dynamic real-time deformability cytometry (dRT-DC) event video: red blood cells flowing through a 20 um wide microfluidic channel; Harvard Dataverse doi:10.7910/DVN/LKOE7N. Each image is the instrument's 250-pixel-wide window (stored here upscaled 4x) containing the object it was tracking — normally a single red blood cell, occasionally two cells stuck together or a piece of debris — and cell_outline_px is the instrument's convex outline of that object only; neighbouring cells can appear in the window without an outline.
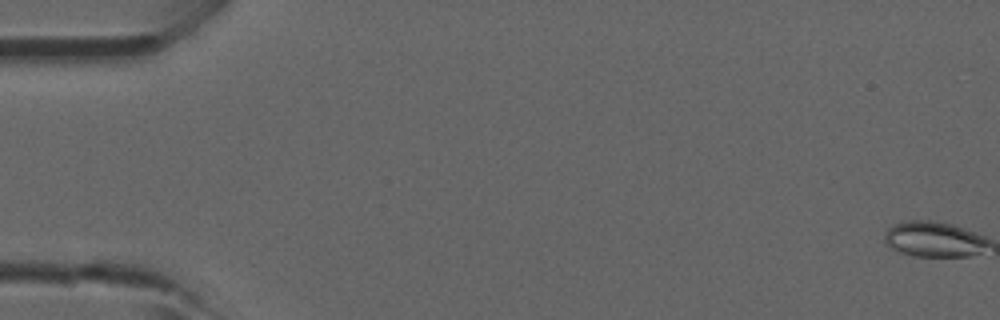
{"species": "common noctule bat (a hibernating species)", "species_latin": "Nyctalus noctula", "temperature_condition": "room temperature", "stored_images_in_passage": 47, "camera_frame_rate_fps": 3000, "um_per_image_px": 0.085, "animal": {"sex": "male", "forearm_length_mm": 52.5}, "frame": {"image": 1, "passage_image": 1, "time_ms": 0.0, "image_size_px": [1000, 320], "cell_outline_px": [[980, 244], [960, 256], [924, 256], [908, 252], [896, 228], [908, 224], [932, 224], [952, 228], [972, 236], [980, 240]], "centroid_in_image_um": [79.56, 20.43], "position_along_channel_um": 5.4, "area_um2": 14.51}}
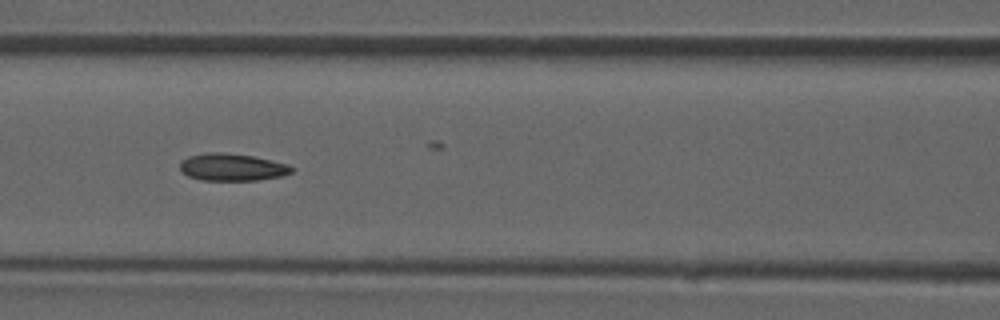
{"frame": {"image": 2, "passage_image": 21, "time_ms": 6.667, "image_size_px": [1000, 320], "cell_outline_px": [[292, 168], [288, 172], [276, 176], [248, 180], [212, 180], [192, 176], [184, 172], [180, 168], [180, 164], [184, 160], [196, 156], [248, 156], [280, 164]], "centroid_in_image_um": [19.69, 14.27], "position_along_channel_um": 146.9, "area_um2": 15.14}}